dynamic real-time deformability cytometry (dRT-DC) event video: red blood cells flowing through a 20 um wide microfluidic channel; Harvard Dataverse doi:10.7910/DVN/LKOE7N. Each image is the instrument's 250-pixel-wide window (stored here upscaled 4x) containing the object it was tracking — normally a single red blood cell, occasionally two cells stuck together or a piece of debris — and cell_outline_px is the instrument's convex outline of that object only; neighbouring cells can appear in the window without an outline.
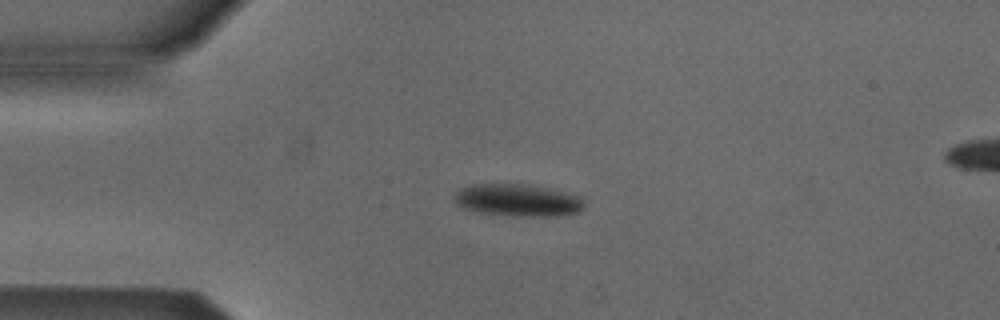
{"species": "Egyptian fruit bat (a non-hibernating species)", "species_latin": "Rousettus aegyptiacus", "temperature_condition": "cold", "stored_images_in_passage": 3, "camera_frame_rate_fps": 3000, "um_per_image_px": 0.085, "animal": {"sex": "male"}, "frame": {"image": 1, "passage_image": 2, "time_ms": 2.333, "image_size_px": [1000, 320], "cell_outline_px": [[584, 208], [580, 212], [556, 216], [512, 216], [480, 212], [460, 208], [452, 200], [452, 196], [460, 188], [472, 184], [524, 184], [544, 188], [580, 196], [584, 204]], "centroid_in_image_um": [43.94, 17.03], "position_along_channel_um": 41.1, "area_um2": 24.51}}